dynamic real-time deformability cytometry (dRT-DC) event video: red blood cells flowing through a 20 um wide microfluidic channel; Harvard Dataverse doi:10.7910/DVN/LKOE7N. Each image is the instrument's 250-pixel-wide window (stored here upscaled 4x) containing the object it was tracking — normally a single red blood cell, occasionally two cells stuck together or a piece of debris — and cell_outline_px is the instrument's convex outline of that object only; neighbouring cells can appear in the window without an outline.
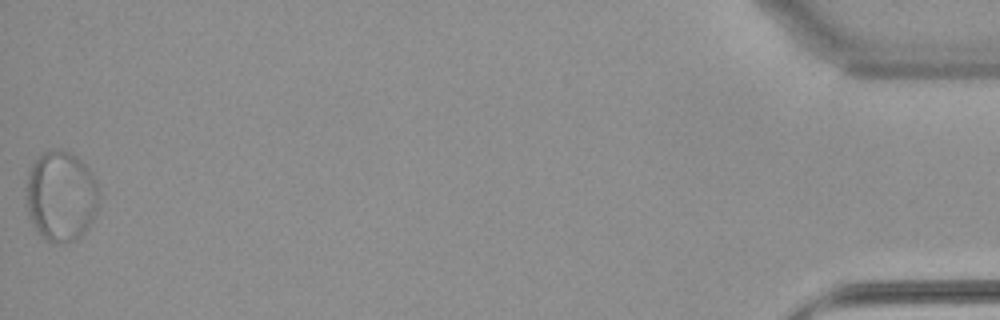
{"species": "common noctule bat (a hibernating species)", "species_latin": "Nyctalus noctula", "temperature_condition": "warm", "stored_images_in_passage": 36, "camera_frame_rate_fps": 3000, "um_per_image_px": 0.085, "animal": {"sex": "female", "body_mass_g": 22.7, "forearm_length_mm": 54.2}, "frame": {"image": 1, "passage_image": 36, "time_ms": 11.667, "image_size_px": [1000, 320], "cell_outline_px": [[96, 212], [80, 236], [72, 240], [60, 244], [52, 244], [36, 228], [28, 216], [24, 204], [28, 172], [32, 164], [44, 152], [56, 148], [60, 148], [72, 152], [88, 168], [96, 180]], "centroid_in_image_um": [5.12, 16.64], "position_along_channel_um": 430.1, "area_um2": 38.09}, "authors_computed_cell_mechanics": {"area_um2": 23.0333, "velocity_mm_per_s": 3.9591, "shape_relaxation_time_tau1_ms": null, "shape_relaxation_time_tau2_ms": 1.1465, "deformation_change_tau1": null, "deformation_change_tau2": 0.0877}}